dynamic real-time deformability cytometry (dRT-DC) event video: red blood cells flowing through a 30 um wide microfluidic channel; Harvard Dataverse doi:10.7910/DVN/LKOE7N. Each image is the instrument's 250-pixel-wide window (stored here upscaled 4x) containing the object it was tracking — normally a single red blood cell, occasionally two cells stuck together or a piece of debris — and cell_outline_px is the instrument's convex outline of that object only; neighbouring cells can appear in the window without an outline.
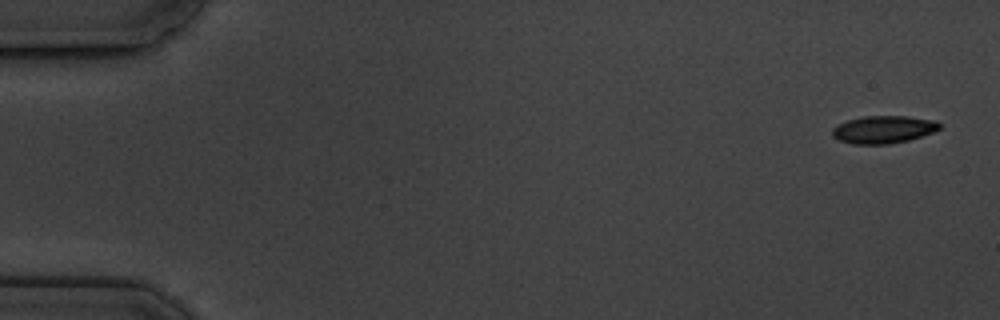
{"species": "common noctule bat (a hibernating species)", "species_latin": "Nyctalus noctula", "temperature_condition": "cold", "stored_images_in_passage": 9, "camera_frame_rate_fps": 3000, "um_per_image_px": 0.085, "animal": {"sex": "male", "body_mass_g": 19.5, "forearm_length_mm": 54.6}, "frame": {"image": 1, "passage_image": 1, "time_ms": 0.0, "image_size_px": [1000, 320], "cell_outline_px": [[940, 128], [932, 132], [908, 140], [888, 144], [852, 144], [840, 140], [832, 136], [832, 128], [836, 124], [848, 120], [864, 116], [908, 116], [936, 120], [940, 124]], "centroid_in_image_um": [75.06, 11.0], "position_along_channel_um": 9.9, "area_um2": 17.22}}
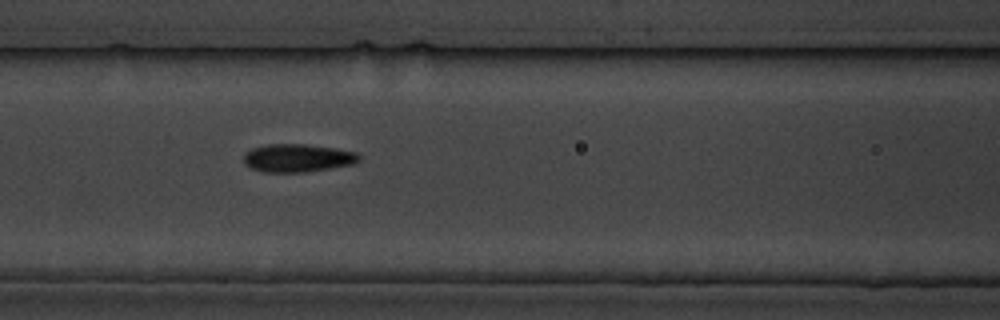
{"frame": {"image": 2, "passage_image": 7, "time_ms": 7.667, "image_size_px": [1000, 320], "cell_outline_px": [[360, 160], [356, 164], [332, 168], [304, 172], [264, 172], [248, 168], [244, 164], [244, 152], [252, 148], [268, 144], [304, 144], [332, 148], [356, 152], [360, 156]], "centroid_in_image_um": [25.27, 13.44], "position_along_channel_um": 141.3, "area_um2": 19.02}}
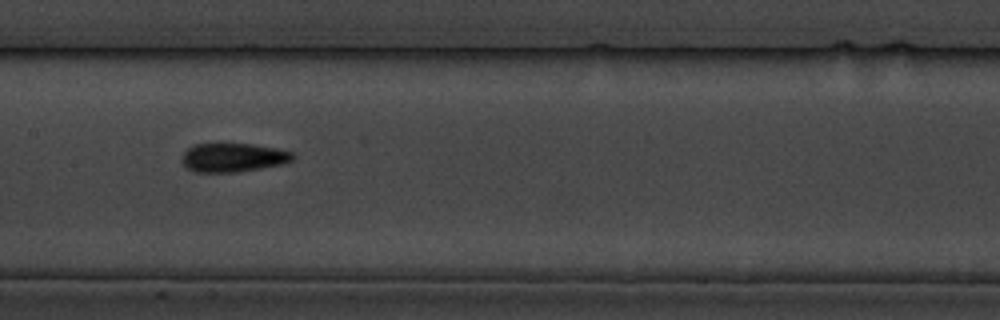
{"frame": {"image": 3, "passage_image": 8, "time_ms": 9.0, "image_size_px": [1000, 320], "cell_outline_px": [[296, 156], [292, 160], [284, 164], [236, 172], [196, 172], [188, 168], [180, 160], [180, 156], [188, 148], [196, 144], [252, 144], [276, 148], [292, 152]], "centroid_in_image_um": [19.81, 13.39], "position_along_channel_um": 187.6, "area_um2": 18.61}}